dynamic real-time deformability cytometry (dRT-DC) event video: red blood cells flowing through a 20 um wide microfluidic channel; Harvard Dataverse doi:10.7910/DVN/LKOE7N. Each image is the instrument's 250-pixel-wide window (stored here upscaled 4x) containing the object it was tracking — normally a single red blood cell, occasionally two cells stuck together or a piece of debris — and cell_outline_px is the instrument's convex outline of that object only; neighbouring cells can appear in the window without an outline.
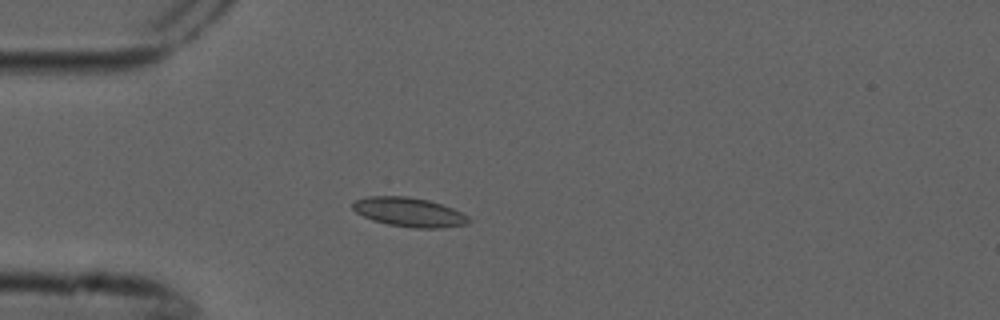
{"species": "common noctule bat (a hibernating species)", "species_latin": "Nyctalus noctula", "temperature_condition": "cold", "stored_images_in_passage": 5, "camera_frame_rate_fps": 3000, "um_per_image_px": 0.085, "animal": {"sex": "male", "forearm_length_mm": 52.5}, "frame": {"image": 1, "passage_image": 4, "time_ms": 1.0, "image_size_px": [1000, 320], "cell_outline_px": [[472, 220], [468, 224], [444, 228], [412, 228], [388, 224], [372, 220], [356, 212], [352, 208], [352, 204], [356, 200], [368, 196], [408, 196], [428, 200], [452, 208], [468, 216]], "centroid_in_image_um": [34.79, 18.04], "position_along_channel_um": 50.2, "area_um2": 19.77}}